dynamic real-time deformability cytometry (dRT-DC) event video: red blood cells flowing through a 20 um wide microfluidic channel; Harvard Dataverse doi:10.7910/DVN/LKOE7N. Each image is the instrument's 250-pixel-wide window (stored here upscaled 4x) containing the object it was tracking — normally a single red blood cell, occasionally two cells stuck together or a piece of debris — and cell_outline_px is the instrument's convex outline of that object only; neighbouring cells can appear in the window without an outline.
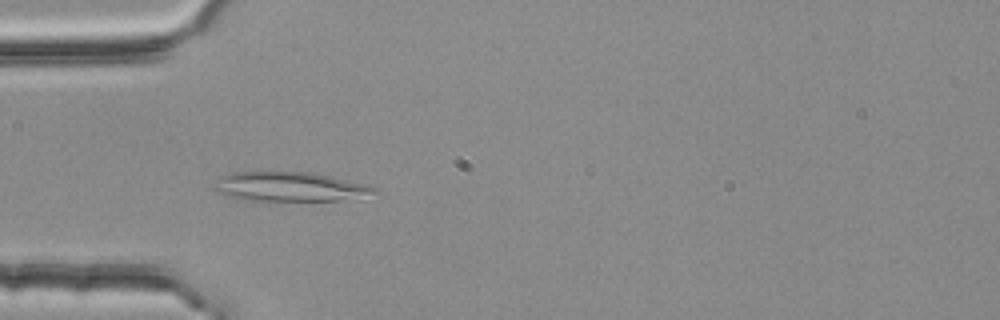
{"species": "common noctule bat (a hibernating species)", "species_latin": "Nyctalus noctula", "temperature_condition": "room temperature", "stored_images_in_passage": 38, "camera_frame_rate_fps": 3000, "um_per_image_px": 0.085, "animal": {"sex": "female", "body_mass_g": 25.1}, "frame": {"image": 1, "passage_image": 2, "time_ms": 0.333, "image_size_px": [1000, 320], "cell_outline_px": [[380, 192], [356, 200], [248, 200], [216, 192], [212, 188], [216, 176], [232, 172], [316, 172], [368, 184], [376, 188]], "centroid_in_image_um": [24.7, 15.86], "position_along_channel_um": 60.3, "area_um2": 27.98}}
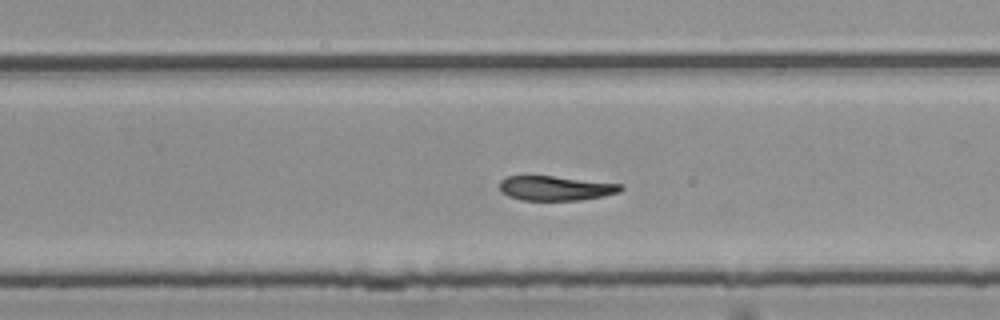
{"frame": {"image": 2, "passage_image": 20, "time_ms": 6.333, "image_size_px": [1000, 320], "cell_outline_px": [[624, 188], [620, 192], [604, 196], [580, 200], [520, 200], [508, 196], [500, 192], [500, 180], [508, 176], [552, 176], [620, 184]], "centroid_in_image_um": [47.2, 16.0], "position_along_channel_um": 282.6, "area_um2": 17.28}}
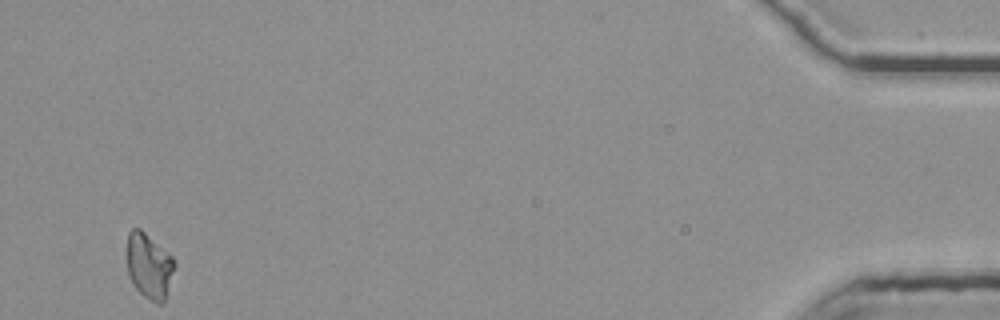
{"frame": {"image": 3, "passage_image": 38, "time_ms": 12.333, "image_size_px": [1000, 320], "cell_outline_px": [[176, 264], [168, 296], [164, 304], [156, 304], [144, 296], [132, 284], [128, 272], [124, 252], [128, 232], [132, 228], [140, 228], [172, 256]], "centroid_in_image_um": [12.66, 22.62], "position_along_channel_um": 422.5, "area_um2": 18.9}, "authors_computed_cell_mechanics": {"area_um2": 18.4093, "velocity_mm_per_s": 3.7616, "shape_relaxation_time_tau1_ms": null, "shape_relaxation_time_tau2_ms": 7.1087, "deformation_change_tau1": null, "deformation_change_tau2": 0.1218}}